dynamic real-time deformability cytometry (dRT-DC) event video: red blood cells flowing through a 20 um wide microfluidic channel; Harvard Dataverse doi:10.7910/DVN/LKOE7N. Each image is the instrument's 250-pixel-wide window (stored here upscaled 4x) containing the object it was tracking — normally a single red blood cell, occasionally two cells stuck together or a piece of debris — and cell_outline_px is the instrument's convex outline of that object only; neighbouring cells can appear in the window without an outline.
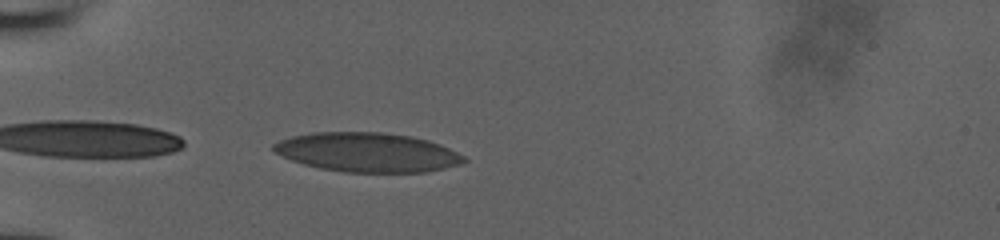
{"species": "human", "species_latin": "Homo sapiens", "temperature_condition": "room temperature", "stored_images_in_passage": 33, "camera_frame_rate_fps": 3000, "um_per_image_px": 0.085, "donor": {"sex": "male"}, "frame": {"image": 1, "passage_image": 1, "time_ms": 0.0, "image_size_px": [1000, 240], "cell_outline_px": [[468, 160], [460, 164], [428, 172], [344, 172], [320, 168], [304, 164], [292, 160], [276, 152], [272, 148], [272, 144], [280, 140], [292, 136], [312, 132], [380, 132], [412, 136], [428, 140], [440, 144], [464, 156]], "centroid_in_image_um": [31.24, 12.94], "position_along_channel_um": 53.8, "area_um2": 43.47}}
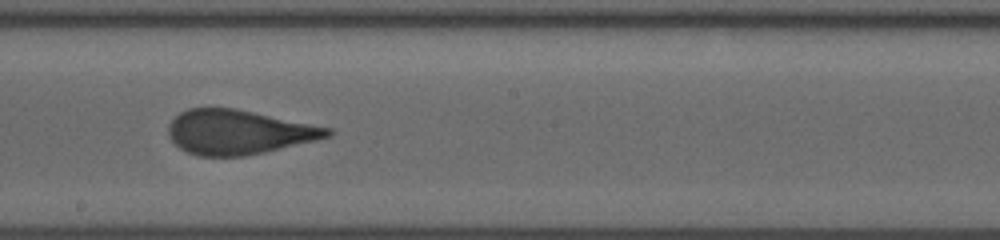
{"frame": {"image": 2, "passage_image": 15, "time_ms": 4.667, "image_size_px": [1000, 240], "cell_outline_px": [[336, 132], [332, 136], [316, 140], [264, 152], [244, 156], [196, 156], [180, 148], [168, 136], [168, 124], [180, 112], [188, 108], [236, 108], [332, 128]], "centroid_in_image_um": [20.29, 11.22], "position_along_channel_um": 227.9, "area_um2": 41.27}}
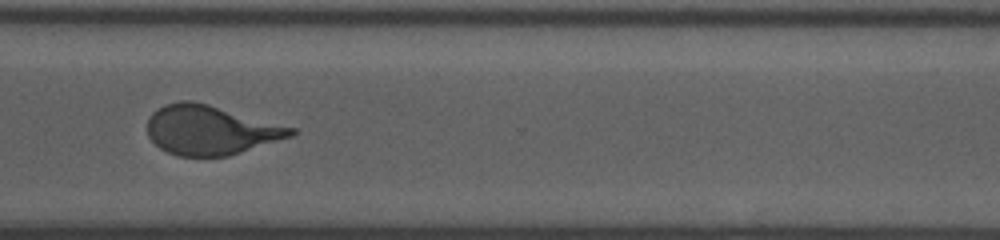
{"frame": {"image": 3, "passage_image": 24, "time_ms": 7.667, "image_size_px": [1000, 240], "cell_outline_px": [[296, 132], [292, 136], [228, 156], [176, 156], [160, 148], [148, 136], [148, 116], [156, 108], [164, 104], [180, 100], [192, 100], [208, 104], [296, 128]], "centroid_in_image_um": [17.86, 11.04], "position_along_channel_um": 352.7, "area_um2": 41.27}}